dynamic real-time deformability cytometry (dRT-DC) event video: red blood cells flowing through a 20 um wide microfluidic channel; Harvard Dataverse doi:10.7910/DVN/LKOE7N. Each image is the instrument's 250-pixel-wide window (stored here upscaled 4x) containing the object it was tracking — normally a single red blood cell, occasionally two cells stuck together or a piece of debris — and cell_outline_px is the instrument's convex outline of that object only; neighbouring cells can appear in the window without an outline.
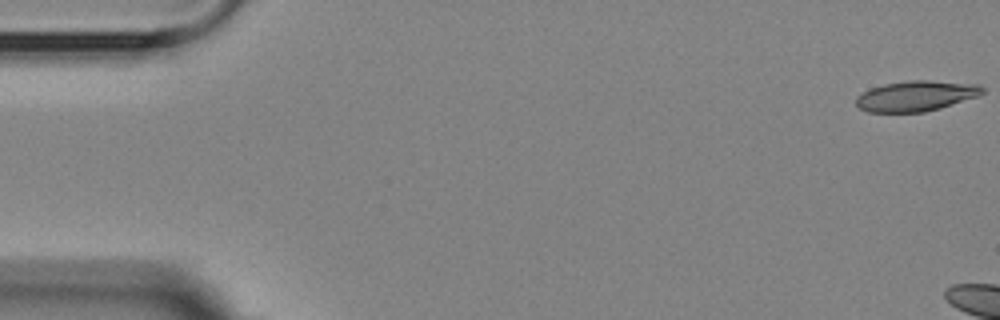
{"species": "Egyptian fruit bat (a non-hibernating species)", "species_latin": "Rousettus aegyptiacus", "temperature_condition": "room temperature", "stored_images_in_passage": 3, "camera_frame_rate_fps": 3000, "um_per_image_px": 0.085, "animal": {"sex": "female"}, "frame": {"image": 1, "passage_image": 1, "time_ms": 0.0, "image_size_px": [1000, 320], "cell_outline_px": [[984, 92], [980, 96], [940, 108], [924, 112], [868, 112], [860, 108], [856, 104], [856, 96], [872, 88], [884, 84], [908, 80], [928, 80], [980, 84], [984, 88]], "centroid_in_image_um": [77.91, 8.15], "position_along_channel_um": 7.1, "area_um2": 22.48}}